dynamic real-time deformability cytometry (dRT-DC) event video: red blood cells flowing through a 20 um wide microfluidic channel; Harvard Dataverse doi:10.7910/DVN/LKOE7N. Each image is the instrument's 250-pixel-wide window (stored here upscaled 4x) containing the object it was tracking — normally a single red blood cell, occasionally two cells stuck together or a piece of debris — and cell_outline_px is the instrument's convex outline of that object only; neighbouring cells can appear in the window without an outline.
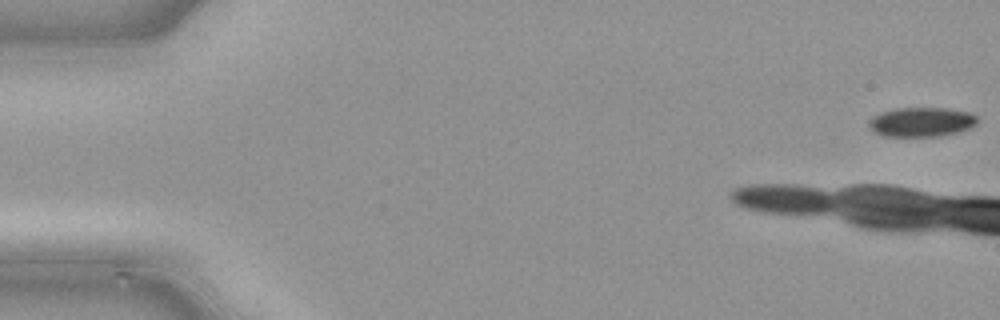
{"species": "common noctule bat (a hibernating species)", "species_latin": "Nyctalus noctula", "temperature_condition": "cold", "stored_images_in_passage": 8, "camera_frame_rate_fps": 3000, "um_per_image_px": 0.085, "animal": {"sex": "male", "body_mass_g": 21.5, "forearm_length_mm": 52.0}, "frame": {"image": 1, "passage_image": 1, "time_ms": 0.0, "image_size_px": [1000, 320], "cell_outline_px": [[980, 120], [972, 128], [956, 132], [936, 136], [884, 136], [872, 132], [868, 128], [868, 120], [872, 116], [880, 112], [896, 108], [948, 108], [972, 112]], "centroid_in_image_um": [78.31, 10.36], "position_along_channel_um": 6.7, "area_um2": 18.96}}